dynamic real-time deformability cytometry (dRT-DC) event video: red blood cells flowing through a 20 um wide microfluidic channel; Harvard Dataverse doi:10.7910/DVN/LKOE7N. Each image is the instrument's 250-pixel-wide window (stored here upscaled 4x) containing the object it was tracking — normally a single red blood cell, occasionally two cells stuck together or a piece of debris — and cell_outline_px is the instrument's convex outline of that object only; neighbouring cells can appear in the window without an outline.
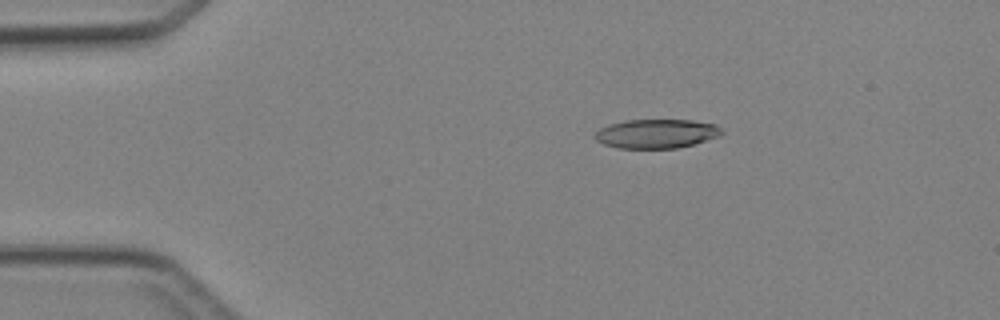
{"species": "Egyptian fruit bat (a non-hibernating species)", "species_latin": "Rousettus aegyptiacus", "temperature_condition": "cold", "stored_images_in_passage": 5, "camera_frame_rate_fps": 3000, "um_per_image_px": 0.085, "animal": {"sex": "female"}, "frame": {"image": 1, "passage_image": 3, "time_ms": 2.333, "image_size_px": [1000, 320], "cell_outline_px": [[724, 132], [720, 136], [692, 144], [676, 148], [620, 148], [604, 144], [596, 140], [592, 136], [600, 128], [608, 124], [624, 120], [692, 120], [716, 124]], "centroid_in_image_um": [55.78, 11.35], "position_along_channel_um": 29.2, "area_um2": 21.5}}
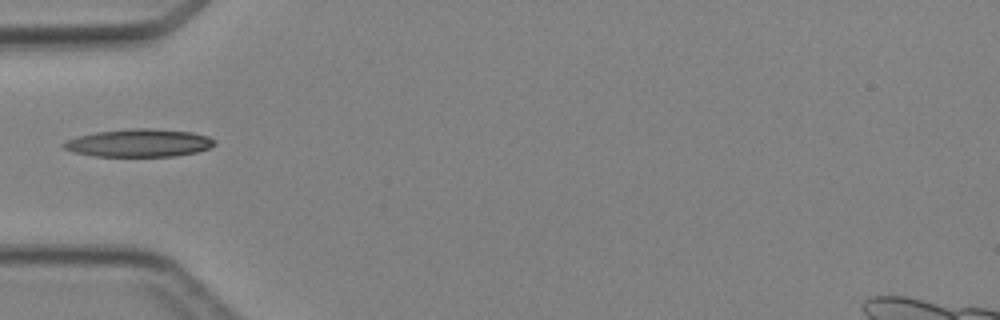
{"frame": {"image": 2, "passage_image": 5, "time_ms": 4.667, "image_size_px": [1000, 320], "cell_outline_px": [[216, 144], [208, 148], [196, 152], [172, 156], [92, 156], [72, 152], [64, 148], [60, 144], [76, 136], [96, 132], [128, 128], [148, 128], [192, 132], [208, 136], [216, 140]], "centroid_in_image_um": [11.79, 12.14], "position_along_channel_um": 73.2, "area_um2": 24.57}}